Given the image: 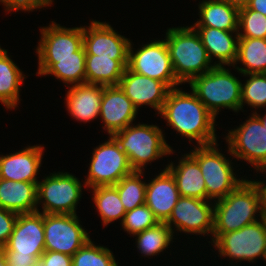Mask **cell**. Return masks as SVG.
<instances>
[{
    "mask_svg": "<svg viewBox=\"0 0 266 266\" xmlns=\"http://www.w3.org/2000/svg\"><path fill=\"white\" fill-rule=\"evenodd\" d=\"M127 65L128 60L86 55L85 83L103 86L118 85Z\"/></svg>",
    "mask_w": 266,
    "mask_h": 266,
    "instance_id": "83f0119b",
    "label": "cell"
},
{
    "mask_svg": "<svg viewBox=\"0 0 266 266\" xmlns=\"http://www.w3.org/2000/svg\"><path fill=\"white\" fill-rule=\"evenodd\" d=\"M249 77L241 84V110L244 104L255 108L266 107V73L244 74Z\"/></svg>",
    "mask_w": 266,
    "mask_h": 266,
    "instance_id": "836d02e7",
    "label": "cell"
},
{
    "mask_svg": "<svg viewBox=\"0 0 266 266\" xmlns=\"http://www.w3.org/2000/svg\"><path fill=\"white\" fill-rule=\"evenodd\" d=\"M89 165L83 188L115 185L134 171L127 155L111 135L108 140L93 149Z\"/></svg>",
    "mask_w": 266,
    "mask_h": 266,
    "instance_id": "9c48e42d",
    "label": "cell"
},
{
    "mask_svg": "<svg viewBox=\"0 0 266 266\" xmlns=\"http://www.w3.org/2000/svg\"><path fill=\"white\" fill-rule=\"evenodd\" d=\"M136 115L138 110L119 85L103 86L99 116L108 135L133 124Z\"/></svg>",
    "mask_w": 266,
    "mask_h": 266,
    "instance_id": "ac0fdd59",
    "label": "cell"
},
{
    "mask_svg": "<svg viewBox=\"0 0 266 266\" xmlns=\"http://www.w3.org/2000/svg\"><path fill=\"white\" fill-rule=\"evenodd\" d=\"M178 163L176 165L171 161L166 169L173 175L180 196L207 200L206 185L198 162L187 153Z\"/></svg>",
    "mask_w": 266,
    "mask_h": 266,
    "instance_id": "603a6c76",
    "label": "cell"
},
{
    "mask_svg": "<svg viewBox=\"0 0 266 266\" xmlns=\"http://www.w3.org/2000/svg\"><path fill=\"white\" fill-rule=\"evenodd\" d=\"M260 220L262 221L263 223V226H264V229L266 230V213H260Z\"/></svg>",
    "mask_w": 266,
    "mask_h": 266,
    "instance_id": "bcb514c9",
    "label": "cell"
},
{
    "mask_svg": "<svg viewBox=\"0 0 266 266\" xmlns=\"http://www.w3.org/2000/svg\"><path fill=\"white\" fill-rule=\"evenodd\" d=\"M238 30L239 38L266 39V16L247 6L241 8L239 9Z\"/></svg>",
    "mask_w": 266,
    "mask_h": 266,
    "instance_id": "e575fe53",
    "label": "cell"
},
{
    "mask_svg": "<svg viewBox=\"0 0 266 266\" xmlns=\"http://www.w3.org/2000/svg\"><path fill=\"white\" fill-rule=\"evenodd\" d=\"M159 116L189 142L195 140L197 146L218 141L215 133L216 117L193 92H184L178 87L171 89Z\"/></svg>",
    "mask_w": 266,
    "mask_h": 266,
    "instance_id": "6da1fadb",
    "label": "cell"
},
{
    "mask_svg": "<svg viewBox=\"0 0 266 266\" xmlns=\"http://www.w3.org/2000/svg\"><path fill=\"white\" fill-rule=\"evenodd\" d=\"M39 259L45 266H72V256L65 253L45 251Z\"/></svg>",
    "mask_w": 266,
    "mask_h": 266,
    "instance_id": "f35d334b",
    "label": "cell"
},
{
    "mask_svg": "<svg viewBox=\"0 0 266 266\" xmlns=\"http://www.w3.org/2000/svg\"><path fill=\"white\" fill-rule=\"evenodd\" d=\"M0 266H7L6 258H5L2 247H0Z\"/></svg>",
    "mask_w": 266,
    "mask_h": 266,
    "instance_id": "ee69618b",
    "label": "cell"
},
{
    "mask_svg": "<svg viewBox=\"0 0 266 266\" xmlns=\"http://www.w3.org/2000/svg\"><path fill=\"white\" fill-rule=\"evenodd\" d=\"M53 0H2L0 3L5 6V11H33L51 6Z\"/></svg>",
    "mask_w": 266,
    "mask_h": 266,
    "instance_id": "8d00e7d4",
    "label": "cell"
},
{
    "mask_svg": "<svg viewBox=\"0 0 266 266\" xmlns=\"http://www.w3.org/2000/svg\"><path fill=\"white\" fill-rule=\"evenodd\" d=\"M247 7L266 16V0H250Z\"/></svg>",
    "mask_w": 266,
    "mask_h": 266,
    "instance_id": "b9f144b4",
    "label": "cell"
},
{
    "mask_svg": "<svg viewBox=\"0 0 266 266\" xmlns=\"http://www.w3.org/2000/svg\"><path fill=\"white\" fill-rule=\"evenodd\" d=\"M72 266H118L113 252L90 239L73 256Z\"/></svg>",
    "mask_w": 266,
    "mask_h": 266,
    "instance_id": "d6a6232c",
    "label": "cell"
},
{
    "mask_svg": "<svg viewBox=\"0 0 266 266\" xmlns=\"http://www.w3.org/2000/svg\"><path fill=\"white\" fill-rule=\"evenodd\" d=\"M193 28L197 31L211 62L215 58L218 60L213 63L215 66H234L237 59L238 31H224L212 27Z\"/></svg>",
    "mask_w": 266,
    "mask_h": 266,
    "instance_id": "44dd1931",
    "label": "cell"
},
{
    "mask_svg": "<svg viewBox=\"0 0 266 266\" xmlns=\"http://www.w3.org/2000/svg\"><path fill=\"white\" fill-rule=\"evenodd\" d=\"M44 146H27L18 152L0 155V178L38 183Z\"/></svg>",
    "mask_w": 266,
    "mask_h": 266,
    "instance_id": "d6986e66",
    "label": "cell"
},
{
    "mask_svg": "<svg viewBox=\"0 0 266 266\" xmlns=\"http://www.w3.org/2000/svg\"><path fill=\"white\" fill-rule=\"evenodd\" d=\"M199 19L192 27H212L224 31H239V9L223 0L199 2ZM199 20V21H198Z\"/></svg>",
    "mask_w": 266,
    "mask_h": 266,
    "instance_id": "484cf974",
    "label": "cell"
},
{
    "mask_svg": "<svg viewBox=\"0 0 266 266\" xmlns=\"http://www.w3.org/2000/svg\"><path fill=\"white\" fill-rule=\"evenodd\" d=\"M215 202V203H214ZM213 243L221 234L239 230L258 220L259 196L255 186L246 179L226 197L213 201ZM258 215V216H257ZM257 217V218H256Z\"/></svg>",
    "mask_w": 266,
    "mask_h": 266,
    "instance_id": "3957f363",
    "label": "cell"
},
{
    "mask_svg": "<svg viewBox=\"0 0 266 266\" xmlns=\"http://www.w3.org/2000/svg\"><path fill=\"white\" fill-rule=\"evenodd\" d=\"M220 257L254 262L266 252V230L261 220L245 227L221 234L212 244Z\"/></svg>",
    "mask_w": 266,
    "mask_h": 266,
    "instance_id": "8fae6325",
    "label": "cell"
},
{
    "mask_svg": "<svg viewBox=\"0 0 266 266\" xmlns=\"http://www.w3.org/2000/svg\"><path fill=\"white\" fill-rule=\"evenodd\" d=\"M25 75L13 60L6 49L0 46V102L5 108L15 109L20 102V86Z\"/></svg>",
    "mask_w": 266,
    "mask_h": 266,
    "instance_id": "4316f807",
    "label": "cell"
},
{
    "mask_svg": "<svg viewBox=\"0 0 266 266\" xmlns=\"http://www.w3.org/2000/svg\"><path fill=\"white\" fill-rule=\"evenodd\" d=\"M132 47L130 41L127 65L130 71L164 82L171 89L181 84L174 74L165 39L144 44L135 52Z\"/></svg>",
    "mask_w": 266,
    "mask_h": 266,
    "instance_id": "30bf717a",
    "label": "cell"
},
{
    "mask_svg": "<svg viewBox=\"0 0 266 266\" xmlns=\"http://www.w3.org/2000/svg\"><path fill=\"white\" fill-rule=\"evenodd\" d=\"M165 41L174 74L181 85L215 66L192 26L169 28L166 30Z\"/></svg>",
    "mask_w": 266,
    "mask_h": 266,
    "instance_id": "7a4b0ae2",
    "label": "cell"
},
{
    "mask_svg": "<svg viewBox=\"0 0 266 266\" xmlns=\"http://www.w3.org/2000/svg\"><path fill=\"white\" fill-rule=\"evenodd\" d=\"M253 113L260 119V121L262 122V124L266 128V113L263 116L259 115L256 111L255 112L253 111Z\"/></svg>",
    "mask_w": 266,
    "mask_h": 266,
    "instance_id": "f6af8a7d",
    "label": "cell"
},
{
    "mask_svg": "<svg viewBox=\"0 0 266 266\" xmlns=\"http://www.w3.org/2000/svg\"><path fill=\"white\" fill-rule=\"evenodd\" d=\"M2 249L3 252L39 259L45 252L43 213L18 214L13 232Z\"/></svg>",
    "mask_w": 266,
    "mask_h": 266,
    "instance_id": "5bb4252c",
    "label": "cell"
},
{
    "mask_svg": "<svg viewBox=\"0 0 266 266\" xmlns=\"http://www.w3.org/2000/svg\"><path fill=\"white\" fill-rule=\"evenodd\" d=\"M144 171H133L113 185L120 196L126 212L145 204L146 181H142Z\"/></svg>",
    "mask_w": 266,
    "mask_h": 266,
    "instance_id": "1f68e13d",
    "label": "cell"
},
{
    "mask_svg": "<svg viewBox=\"0 0 266 266\" xmlns=\"http://www.w3.org/2000/svg\"><path fill=\"white\" fill-rule=\"evenodd\" d=\"M77 214H43L45 251L73 256L91 238Z\"/></svg>",
    "mask_w": 266,
    "mask_h": 266,
    "instance_id": "7c38bea8",
    "label": "cell"
},
{
    "mask_svg": "<svg viewBox=\"0 0 266 266\" xmlns=\"http://www.w3.org/2000/svg\"><path fill=\"white\" fill-rule=\"evenodd\" d=\"M211 201L180 197L165 223L173 233L176 229L180 233L210 236L213 234L214 219V204Z\"/></svg>",
    "mask_w": 266,
    "mask_h": 266,
    "instance_id": "4fadbf2b",
    "label": "cell"
},
{
    "mask_svg": "<svg viewBox=\"0 0 266 266\" xmlns=\"http://www.w3.org/2000/svg\"><path fill=\"white\" fill-rule=\"evenodd\" d=\"M130 39L120 35L106 22L92 20L83 26V47L86 55L113 60H128Z\"/></svg>",
    "mask_w": 266,
    "mask_h": 266,
    "instance_id": "9a60e30c",
    "label": "cell"
},
{
    "mask_svg": "<svg viewBox=\"0 0 266 266\" xmlns=\"http://www.w3.org/2000/svg\"><path fill=\"white\" fill-rule=\"evenodd\" d=\"M41 39L36 47L38 58L77 57L83 46V27L66 28L51 21L40 27Z\"/></svg>",
    "mask_w": 266,
    "mask_h": 266,
    "instance_id": "2e32d148",
    "label": "cell"
},
{
    "mask_svg": "<svg viewBox=\"0 0 266 266\" xmlns=\"http://www.w3.org/2000/svg\"><path fill=\"white\" fill-rule=\"evenodd\" d=\"M158 223L160 222L152 210L144 204L126 212L121 226L124 231L134 236L146 229L155 227Z\"/></svg>",
    "mask_w": 266,
    "mask_h": 266,
    "instance_id": "d590c367",
    "label": "cell"
},
{
    "mask_svg": "<svg viewBox=\"0 0 266 266\" xmlns=\"http://www.w3.org/2000/svg\"><path fill=\"white\" fill-rule=\"evenodd\" d=\"M90 189L93 190V202L97 212H99L103 226H107L119 218L122 223L126 210L121 203L117 189L113 185L96 186Z\"/></svg>",
    "mask_w": 266,
    "mask_h": 266,
    "instance_id": "f546056e",
    "label": "cell"
},
{
    "mask_svg": "<svg viewBox=\"0 0 266 266\" xmlns=\"http://www.w3.org/2000/svg\"><path fill=\"white\" fill-rule=\"evenodd\" d=\"M134 107L148 105L159 114L171 88L164 82L130 71L127 67L118 84Z\"/></svg>",
    "mask_w": 266,
    "mask_h": 266,
    "instance_id": "e0dca14e",
    "label": "cell"
},
{
    "mask_svg": "<svg viewBox=\"0 0 266 266\" xmlns=\"http://www.w3.org/2000/svg\"><path fill=\"white\" fill-rule=\"evenodd\" d=\"M18 217V213L0 207V247L5 246Z\"/></svg>",
    "mask_w": 266,
    "mask_h": 266,
    "instance_id": "74e56055",
    "label": "cell"
},
{
    "mask_svg": "<svg viewBox=\"0 0 266 266\" xmlns=\"http://www.w3.org/2000/svg\"><path fill=\"white\" fill-rule=\"evenodd\" d=\"M226 1L227 3L231 4L232 6L241 9L246 7L249 4L250 0H223Z\"/></svg>",
    "mask_w": 266,
    "mask_h": 266,
    "instance_id": "7bdbcfd3",
    "label": "cell"
},
{
    "mask_svg": "<svg viewBox=\"0 0 266 266\" xmlns=\"http://www.w3.org/2000/svg\"><path fill=\"white\" fill-rule=\"evenodd\" d=\"M243 124L228 130L225 138L228 154L247 161L256 173H266V128L260 119L252 113Z\"/></svg>",
    "mask_w": 266,
    "mask_h": 266,
    "instance_id": "ba28073f",
    "label": "cell"
},
{
    "mask_svg": "<svg viewBox=\"0 0 266 266\" xmlns=\"http://www.w3.org/2000/svg\"><path fill=\"white\" fill-rule=\"evenodd\" d=\"M163 130L153 124H130L123 130L113 133L119 147L127 155L134 171H144L148 163L175 152L166 143Z\"/></svg>",
    "mask_w": 266,
    "mask_h": 266,
    "instance_id": "277c9868",
    "label": "cell"
},
{
    "mask_svg": "<svg viewBox=\"0 0 266 266\" xmlns=\"http://www.w3.org/2000/svg\"><path fill=\"white\" fill-rule=\"evenodd\" d=\"M0 207L18 214L40 211L37 183L0 178Z\"/></svg>",
    "mask_w": 266,
    "mask_h": 266,
    "instance_id": "d4e9b609",
    "label": "cell"
},
{
    "mask_svg": "<svg viewBox=\"0 0 266 266\" xmlns=\"http://www.w3.org/2000/svg\"><path fill=\"white\" fill-rule=\"evenodd\" d=\"M237 63L244 67L236 66ZM233 67L241 75L266 73V39L239 38L237 59Z\"/></svg>",
    "mask_w": 266,
    "mask_h": 266,
    "instance_id": "f1b7e54d",
    "label": "cell"
},
{
    "mask_svg": "<svg viewBox=\"0 0 266 266\" xmlns=\"http://www.w3.org/2000/svg\"><path fill=\"white\" fill-rule=\"evenodd\" d=\"M80 180L69 172H53L37 183V207L43 214H76L82 197Z\"/></svg>",
    "mask_w": 266,
    "mask_h": 266,
    "instance_id": "52a82bcc",
    "label": "cell"
},
{
    "mask_svg": "<svg viewBox=\"0 0 266 266\" xmlns=\"http://www.w3.org/2000/svg\"><path fill=\"white\" fill-rule=\"evenodd\" d=\"M229 68L214 66L208 72L193 78L188 84L197 98L216 117L221 108L234 112L241 110L242 82Z\"/></svg>",
    "mask_w": 266,
    "mask_h": 266,
    "instance_id": "5b68a950",
    "label": "cell"
},
{
    "mask_svg": "<svg viewBox=\"0 0 266 266\" xmlns=\"http://www.w3.org/2000/svg\"><path fill=\"white\" fill-rule=\"evenodd\" d=\"M134 236H136V247L144 257L157 256L164 250L166 251L174 239L172 229L165 222H160L155 227L146 229Z\"/></svg>",
    "mask_w": 266,
    "mask_h": 266,
    "instance_id": "4dcf8cb0",
    "label": "cell"
},
{
    "mask_svg": "<svg viewBox=\"0 0 266 266\" xmlns=\"http://www.w3.org/2000/svg\"><path fill=\"white\" fill-rule=\"evenodd\" d=\"M217 143L195 146L189 153L200 166L206 185L207 200L215 199L214 201L226 197L246 180L238 178L234 173L232 160L221 153Z\"/></svg>",
    "mask_w": 266,
    "mask_h": 266,
    "instance_id": "8992f818",
    "label": "cell"
},
{
    "mask_svg": "<svg viewBox=\"0 0 266 266\" xmlns=\"http://www.w3.org/2000/svg\"><path fill=\"white\" fill-rule=\"evenodd\" d=\"M102 96L103 85L83 83L71 86L65 98L67 111L77 121L94 120L100 114Z\"/></svg>",
    "mask_w": 266,
    "mask_h": 266,
    "instance_id": "7402d4cb",
    "label": "cell"
},
{
    "mask_svg": "<svg viewBox=\"0 0 266 266\" xmlns=\"http://www.w3.org/2000/svg\"><path fill=\"white\" fill-rule=\"evenodd\" d=\"M7 266H32L36 259L32 255H16V252H4Z\"/></svg>",
    "mask_w": 266,
    "mask_h": 266,
    "instance_id": "ab89813d",
    "label": "cell"
},
{
    "mask_svg": "<svg viewBox=\"0 0 266 266\" xmlns=\"http://www.w3.org/2000/svg\"><path fill=\"white\" fill-rule=\"evenodd\" d=\"M86 53L82 46L77 51V57L66 58H38V74L41 76L54 75L67 88L85 83Z\"/></svg>",
    "mask_w": 266,
    "mask_h": 266,
    "instance_id": "cb8c5ba5",
    "label": "cell"
},
{
    "mask_svg": "<svg viewBox=\"0 0 266 266\" xmlns=\"http://www.w3.org/2000/svg\"><path fill=\"white\" fill-rule=\"evenodd\" d=\"M173 175L166 167L146 186L145 204L159 222H166L180 198Z\"/></svg>",
    "mask_w": 266,
    "mask_h": 266,
    "instance_id": "ffe728a7",
    "label": "cell"
},
{
    "mask_svg": "<svg viewBox=\"0 0 266 266\" xmlns=\"http://www.w3.org/2000/svg\"><path fill=\"white\" fill-rule=\"evenodd\" d=\"M32 266H45V265L40 259H37Z\"/></svg>",
    "mask_w": 266,
    "mask_h": 266,
    "instance_id": "7dc6e473",
    "label": "cell"
},
{
    "mask_svg": "<svg viewBox=\"0 0 266 266\" xmlns=\"http://www.w3.org/2000/svg\"><path fill=\"white\" fill-rule=\"evenodd\" d=\"M256 188L259 196L260 213H266V182L249 180Z\"/></svg>",
    "mask_w": 266,
    "mask_h": 266,
    "instance_id": "60d3db41",
    "label": "cell"
}]
</instances>
